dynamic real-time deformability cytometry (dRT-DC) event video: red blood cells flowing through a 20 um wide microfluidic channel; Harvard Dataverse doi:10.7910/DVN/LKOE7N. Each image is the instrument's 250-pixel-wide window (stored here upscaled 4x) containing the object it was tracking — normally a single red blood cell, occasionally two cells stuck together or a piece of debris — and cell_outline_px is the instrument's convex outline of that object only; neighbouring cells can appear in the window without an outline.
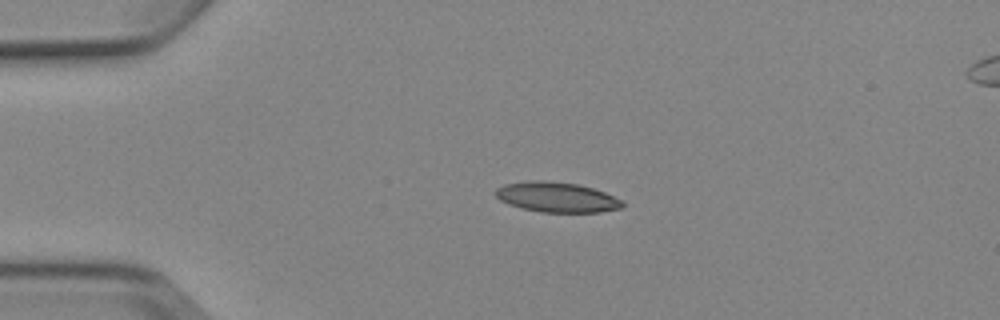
{"species": "Egyptian fruit bat (a non-hibernating species)", "species_latin": "Rousettus aegyptiacus", "temperature_condition": "cold", "stored_images_in_passage": 4, "camera_frame_rate_fps": 3000, "um_per_image_px": 0.085, "animal": {"sex": "female"}, "frame": {"image": 1, "passage_image": 3, "time_ms": 2.0, "image_size_px": [1000, 320], "cell_outline_px": [[624, 208], [600, 212], [540, 212], [520, 208], [508, 204], [500, 200], [496, 196], [496, 188], [504, 184], [528, 180], [544, 180], [580, 184], [604, 192], [624, 200]], "centroid_in_image_um": [47.34, 16.76], "position_along_channel_um": 37.7, "area_um2": 22.54}}